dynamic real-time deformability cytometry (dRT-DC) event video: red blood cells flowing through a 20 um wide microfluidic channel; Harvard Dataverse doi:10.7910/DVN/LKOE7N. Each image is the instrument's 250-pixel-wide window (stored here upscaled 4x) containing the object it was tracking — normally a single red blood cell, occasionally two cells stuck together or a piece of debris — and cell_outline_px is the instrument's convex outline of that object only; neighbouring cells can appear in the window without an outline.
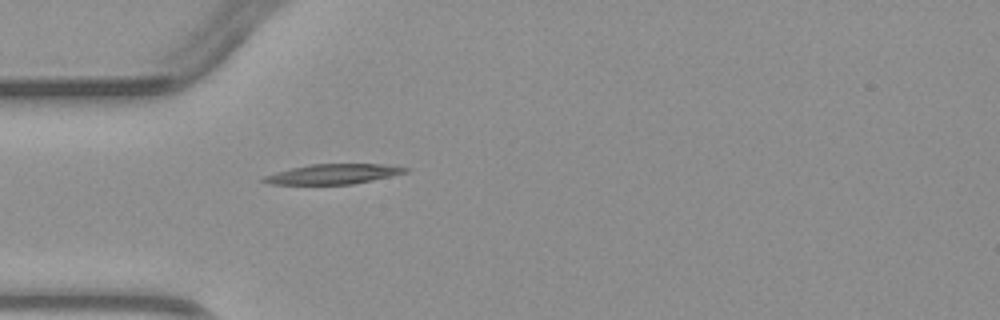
{"species": "common noctule bat (a hibernating species)", "species_latin": "Nyctalus noctula", "temperature_condition": "warm", "stored_images_in_passage": 5, "camera_frame_rate_fps": 3000, "um_per_image_px": 0.085, "animal": {"sex": "male", "body_mass_g": 23.1, "forearm_length_mm": 52.7}, "frame": {"image": 1, "passage_image": 5, "time_ms": 6.0, "image_size_px": [1000, 320], "cell_outline_px": [[408, 172], [372, 180], [352, 184], [272, 184], [260, 180], [264, 176], [276, 172], [292, 168], [312, 164], [380, 164], [408, 168]], "centroid_in_image_um": [28.31, 14.79], "position_along_channel_um": 56.7, "area_um2": 16.18}}